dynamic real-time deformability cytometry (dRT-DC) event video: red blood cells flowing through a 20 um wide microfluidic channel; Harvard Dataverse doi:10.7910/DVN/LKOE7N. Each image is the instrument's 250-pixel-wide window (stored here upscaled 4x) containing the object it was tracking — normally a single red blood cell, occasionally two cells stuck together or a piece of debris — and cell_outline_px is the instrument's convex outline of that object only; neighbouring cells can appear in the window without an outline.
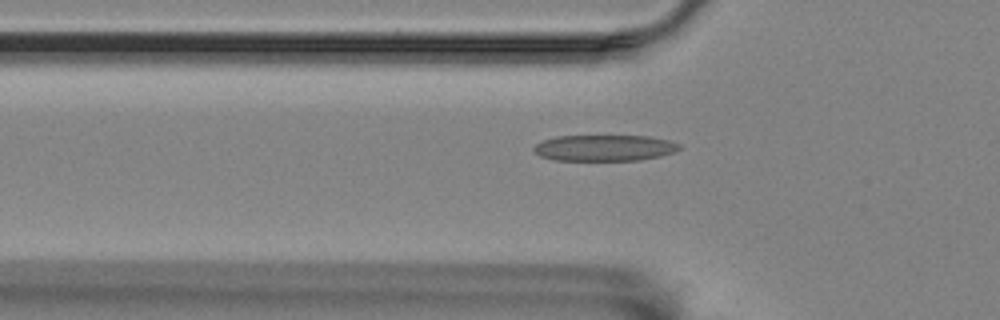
{"species": "Egyptian fruit bat (a non-hibernating species)", "species_latin": "Rousettus aegyptiacus", "temperature_condition": "room temperature", "stored_images_in_passage": 22, "camera_frame_rate_fps": 3000, "um_per_image_px": 0.085, "animal": {"sex": "female"}, "frame": {"image": 1, "passage_image": 5, "time_ms": 1.333, "image_size_px": [1000, 320], "cell_outline_px": [[680, 148], [676, 152], [660, 156], [640, 160], [552, 160], [540, 156], [532, 148], [540, 140], [556, 136], [648, 136], [668, 140], [680, 144]], "centroid_in_image_um": [51.36, 12.57], "position_along_channel_um": 74.4, "area_um2": 22.25}}
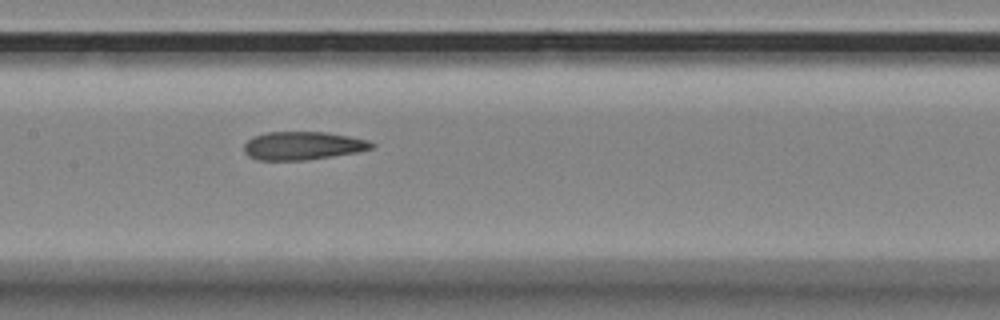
{"frame": {"image": 2, "passage_image": 14, "time_ms": 4.333, "image_size_px": [1000, 320], "cell_outline_px": [[376, 144], [372, 148], [356, 152], [332, 156], [304, 160], [256, 160], [248, 156], [244, 152], [244, 144], [252, 136], [268, 132], [328, 132], [368, 140]], "centroid_in_image_um": [25.7, 12.38], "position_along_channel_um": 181.7, "area_um2": 20.98}}
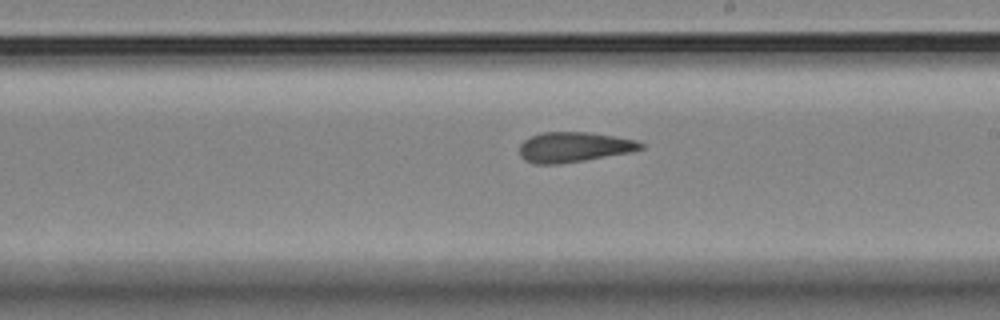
{"frame": {"image": 3, "passage_image": 19, "time_ms": 6.0, "image_size_px": [1000, 320], "cell_outline_px": [[644, 148], [628, 152], [584, 160], [556, 164], [532, 164], [524, 160], [520, 156], [520, 144], [524, 140], [540, 132], [588, 132], [636, 140], [644, 144]], "centroid_in_image_um": [48.73, 12.5], "position_along_channel_um": 240.3, "area_um2": 21.1}}